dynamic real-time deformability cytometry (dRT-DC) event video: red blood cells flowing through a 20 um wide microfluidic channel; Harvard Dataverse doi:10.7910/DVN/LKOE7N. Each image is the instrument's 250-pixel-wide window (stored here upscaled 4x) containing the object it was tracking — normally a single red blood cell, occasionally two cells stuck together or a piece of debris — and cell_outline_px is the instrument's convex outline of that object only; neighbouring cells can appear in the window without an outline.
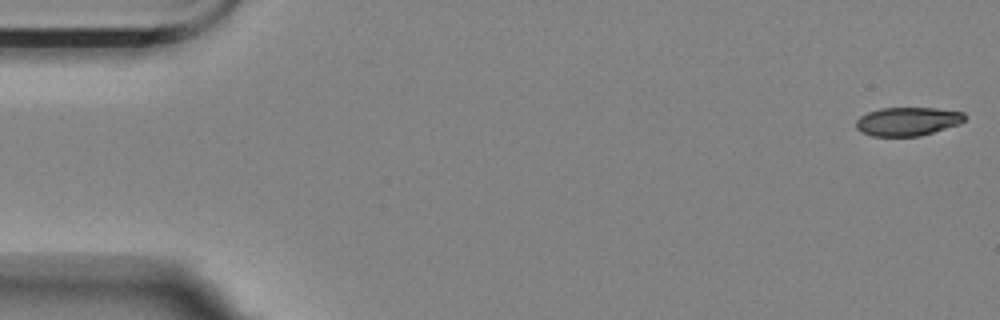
{"species": "Egyptian fruit bat (a non-hibernating species)", "species_latin": "Rousettus aegyptiacus", "temperature_condition": "room temperature", "stored_images_in_passage": 41, "camera_frame_rate_fps": 3000, "um_per_image_px": 0.085, "animal": {"sex": "female"}, "frame": {"image": 1, "passage_image": 1, "time_ms": 0.0, "image_size_px": [1000, 320], "cell_outline_px": [[964, 120], [960, 124], [920, 136], [872, 136], [860, 132], [856, 128], [856, 120], [860, 116], [868, 112], [880, 108], [936, 108], [964, 112]], "centroid_in_image_um": [77.13, 10.32], "position_along_channel_um": 7.9, "area_um2": 18.15}}
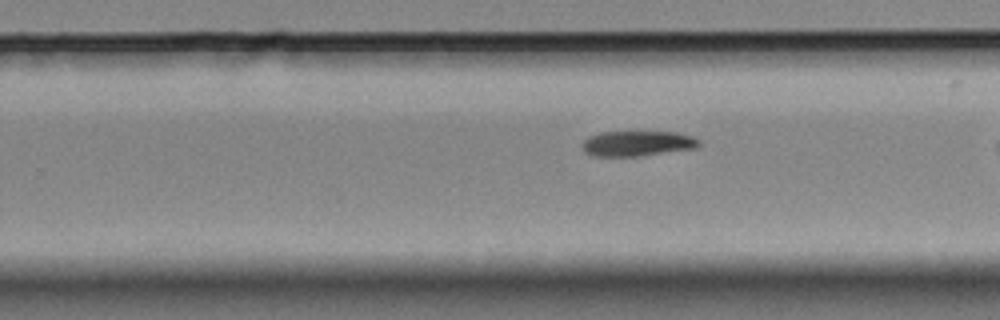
{"frame": {"image": 2, "passage_image": 33, "time_ms": 10.667, "image_size_px": [1000, 320], "cell_outline_px": [[700, 144], [696, 148], [640, 156], [592, 156], [584, 152], [580, 144], [588, 136], [600, 132], [676, 132], [692, 136], [700, 140]], "centroid_in_image_um": [54.14, 12.2], "position_along_channel_um": 275.7, "area_um2": 17.34}}
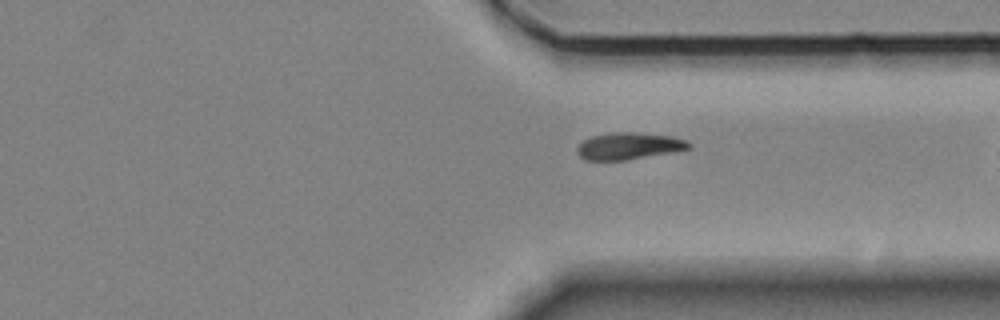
{"frame": {"image": 3, "passage_image": 40, "time_ms": 13.0, "image_size_px": [1000, 320], "cell_outline_px": [[692, 148], [672, 152], [628, 160], [584, 160], [576, 152], [576, 148], [584, 140], [592, 136], [612, 132], [632, 132], [672, 136], [688, 140], [692, 144]], "centroid_in_image_um": [53.47, 12.41], "position_along_channel_um": 357.9, "area_um2": 17.63}}